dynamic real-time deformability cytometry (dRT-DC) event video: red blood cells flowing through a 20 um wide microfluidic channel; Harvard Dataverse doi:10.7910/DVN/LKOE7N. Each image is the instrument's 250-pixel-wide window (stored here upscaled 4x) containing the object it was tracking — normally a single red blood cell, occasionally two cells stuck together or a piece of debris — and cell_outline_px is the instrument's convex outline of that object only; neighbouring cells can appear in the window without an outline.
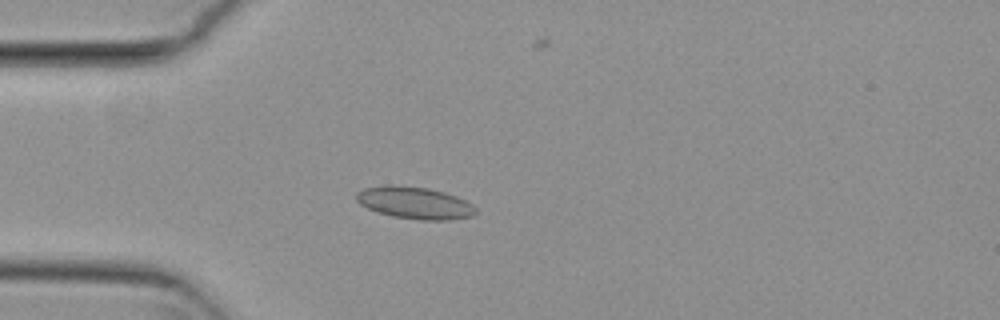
{"species": "common noctule bat (a hibernating species)", "species_latin": "Nyctalus noctula", "temperature_condition": "cold", "stored_images_in_passage": 17, "camera_frame_rate_fps": 3000, "um_per_image_px": 0.085, "animal": {"sex": "female", "body_mass_g": 29.2, "forearm_length_mm": 56.3}, "frame": {"image": 1, "passage_image": 15, "time_ms": 4.667, "image_size_px": [1000, 320], "cell_outline_px": [[476, 212], [472, 216], [448, 220], [420, 220], [392, 216], [368, 208], [360, 204], [356, 200], [356, 192], [364, 188], [388, 184], [392, 184], [428, 188], [444, 192], [456, 196], [472, 204], [476, 208]], "centroid_in_image_um": [35.24, 17.23], "position_along_channel_um": 49.8, "area_um2": 22.31}}